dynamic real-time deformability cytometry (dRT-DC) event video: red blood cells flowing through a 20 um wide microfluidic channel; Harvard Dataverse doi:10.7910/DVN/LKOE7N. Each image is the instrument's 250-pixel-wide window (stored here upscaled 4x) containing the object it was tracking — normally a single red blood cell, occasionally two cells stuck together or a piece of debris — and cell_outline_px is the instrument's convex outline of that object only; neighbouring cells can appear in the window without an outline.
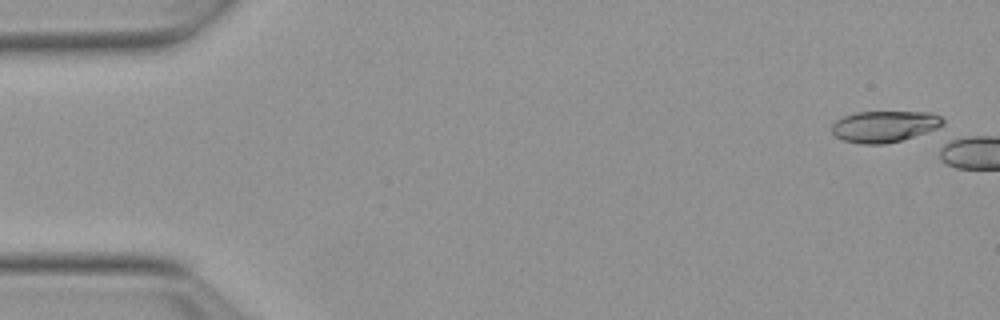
{"species": "Egyptian fruit bat (a non-hibernating species)", "species_latin": "Rousettus aegyptiacus", "temperature_condition": "warm", "stored_images_in_passage": 2, "camera_frame_rate_fps": 3000, "um_per_image_px": 0.085, "animal": {"sex": "female"}, "frame": {"image": 1, "passage_image": 2, "time_ms": 0.333, "image_size_px": [1000, 320], "cell_outline_px": [[944, 124], [936, 128], [900, 140], [884, 144], [860, 144], [844, 140], [836, 136], [832, 132], [832, 124], [836, 120], [844, 116], [856, 112], [932, 112], [940, 116], [944, 120]], "centroid_in_image_um": [75.15, 10.73], "position_along_channel_um": 9.8, "area_um2": 20.06}}